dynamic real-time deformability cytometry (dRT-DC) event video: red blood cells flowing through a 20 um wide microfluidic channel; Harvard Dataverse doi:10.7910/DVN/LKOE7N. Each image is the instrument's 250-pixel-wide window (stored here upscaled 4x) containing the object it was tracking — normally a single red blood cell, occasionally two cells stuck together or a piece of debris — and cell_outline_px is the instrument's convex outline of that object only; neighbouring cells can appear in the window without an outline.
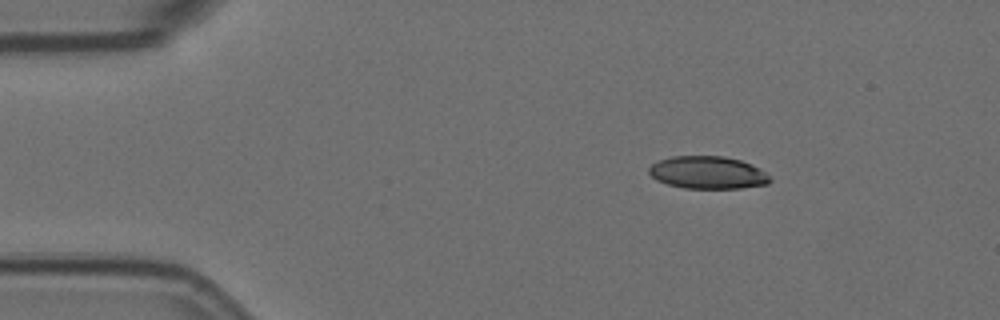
{"species": "Egyptian fruit bat (a non-hibernating species)", "species_latin": "Rousettus aegyptiacus", "temperature_condition": "room temperature", "stored_images_in_passage": 7, "camera_frame_rate_fps": 3000, "um_per_image_px": 0.085, "animal": {"sex": "female"}, "frame": {"image": 1, "passage_image": 1, "time_ms": 0.0, "image_size_px": [1000, 320], "cell_outline_px": [[772, 180], [768, 184], [740, 188], [684, 188], [668, 184], [656, 180], [648, 172], [648, 168], [652, 164], [660, 160], [672, 156], [724, 156], [740, 160], [752, 164], [760, 168]], "centroid_in_image_um": [60.16, 14.66], "position_along_channel_um": 24.8, "area_um2": 22.95}}
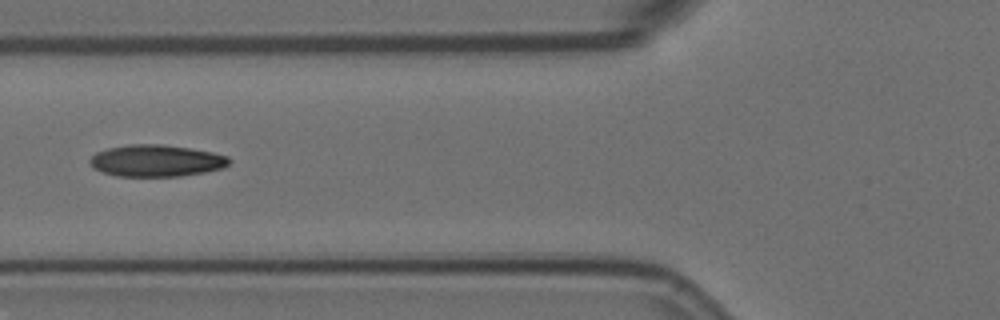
{"frame": {"image": 2, "passage_image": 5, "time_ms": 1.333, "image_size_px": [1000, 320], "cell_outline_px": [[232, 160], [224, 168], [204, 172], [180, 176], [116, 176], [104, 172], [96, 168], [88, 160], [96, 152], [108, 148], [128, 144], [164, 144], [212, 152], [228, 156]], "centroid_in_image_um": [13.31, 13.65], "position_along_channel_um": 112.5, "area_um2": 25.72}}
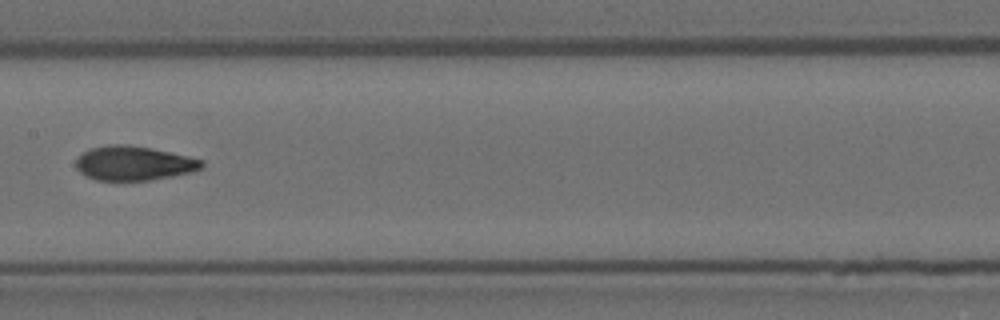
{"frame": {"image": 3, "passage_image": 7, "time_ms": 2.0, "image_size_px": [1000, 320], "cell_outline_px": [[204, 164], [200, 168], [192, 172], [172, 176], [148, 180], [96, 180], [80, 172], [76, 168], [76, 160], [88, 148], [108, 144], [128, 144], [152, 148], [188, 156], [204, 160]], "centroid_in_image_um": [11.37, 13.86], "position_along_channel_um": 196.0, "area_um2": 25.14}}